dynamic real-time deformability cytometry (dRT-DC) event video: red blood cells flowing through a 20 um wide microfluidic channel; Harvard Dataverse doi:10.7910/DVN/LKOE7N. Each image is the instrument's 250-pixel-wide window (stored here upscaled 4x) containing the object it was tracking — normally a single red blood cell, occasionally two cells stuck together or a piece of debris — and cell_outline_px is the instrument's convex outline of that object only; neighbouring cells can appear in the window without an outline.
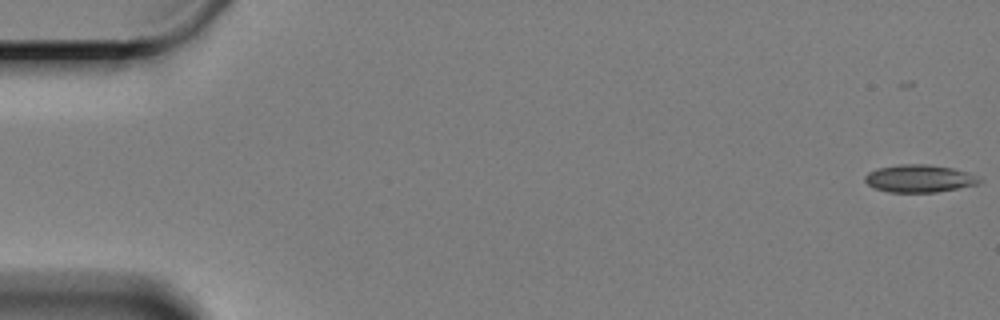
{"species": "Egyptian fruit bat (a non-hibernating species)", "species_latin": "Rousettus aegyptiacus", "temperature_condition": "cold", "stored_images_in_passage": 61, "camera_frame_rate_fps": 3000, "um_per_image_px": 0.085, "animal": {"sex": "female"}, "frame": {"image": 1, "passage_image": 1, "time_ms": 0.0, "image_size_px": [1000, 320], "cell_outline_px": [[984, 180], [980, 184], [936, 192], [888, 192], [872, 188], [864, 180], [864, 176], [868, 172], [876, 168], [900, 164], [928, 164], [952, 168], [968, 172]], "centroid_in_image_um": [78.13, 15.17], "position_along_channel_um": 6.9, "area_um2": 18.61}}
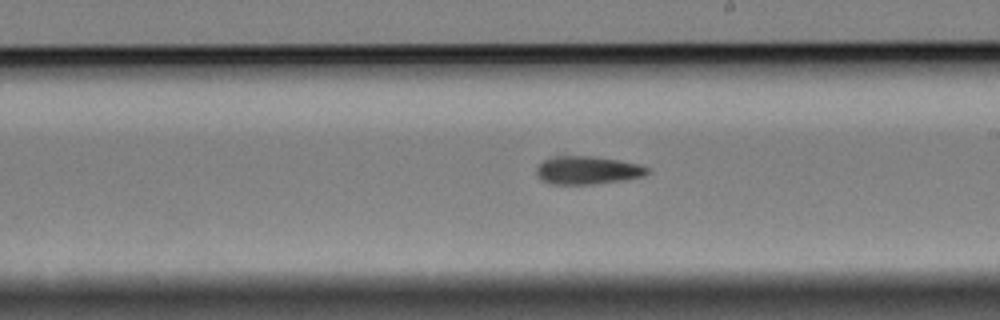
{"frame": {"image": 2, "passage_image": 35, "time_ms": 11.333, "image_size_px": [1000, 320], "cell_outline_px": [[648, 172], [644, 176], [624, 180], [596, 184], [552, 184], [540, 180], [536, 172], [536, 168], [544, 160], [552, 156], [592, 156], [620, 160], [640, 164], [648, 168]], "centroid_in_image_um": [49.93, 14.47], "position_along_channel_um": 239.1, "area_um2": 18.26}}
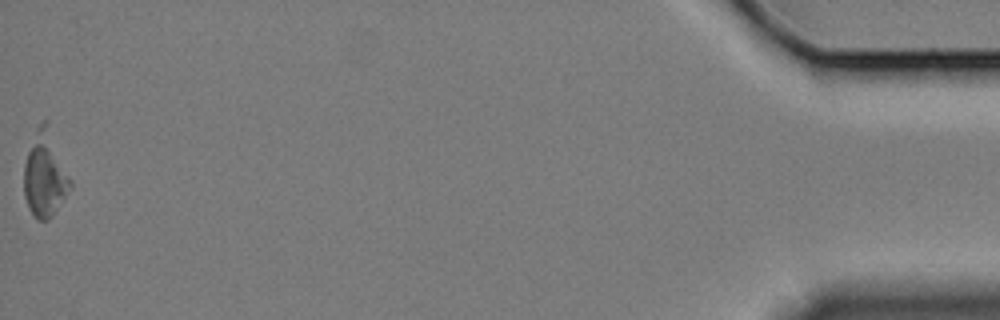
{"frame": {"image": 3, "passage_image": 61, "time_ms": 20.0, "image_size_px": [1000, 320], "cell_outline_px": [[72, 188], [52, 216], [48, 220], [36, 220], [28, 208], [24, 196], [24, 164], [28, 152], [36, 144], [40, 144], [48, 152], [72, 180]], "centroid_in_image_um": [3.76, 15.59], "position_along_channel_um": 431.4, "area_um2": 18.15}, "authors_computed_cell_mechanics": {"area_um2": 18.3226, "velocity_mm_per_s": 3.2983, "shape_relaxation_time_tau1_ms": null, "shape_relaxation_time_tau2_ms": 7.0856, "deformation_change_tau1": null, "deformation_change_tau2": 0.1285}}